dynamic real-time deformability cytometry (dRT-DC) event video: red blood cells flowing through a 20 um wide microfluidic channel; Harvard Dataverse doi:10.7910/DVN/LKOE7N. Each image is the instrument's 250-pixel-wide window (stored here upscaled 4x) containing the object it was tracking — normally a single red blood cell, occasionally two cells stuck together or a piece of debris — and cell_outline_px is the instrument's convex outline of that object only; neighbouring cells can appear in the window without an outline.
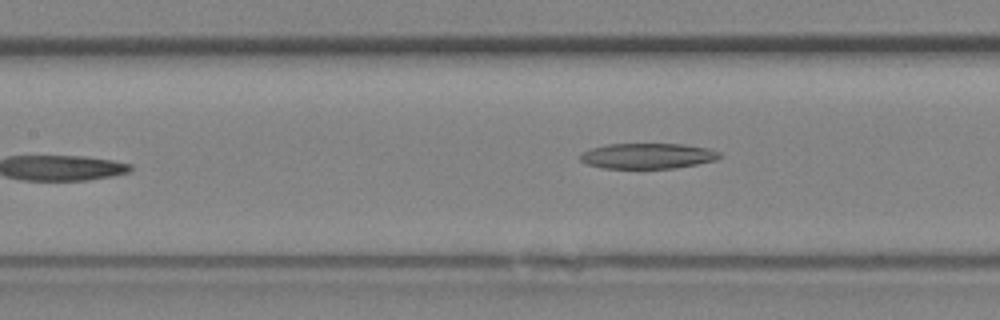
{"species": "Egyptian fruit bat (a non-hibernating species)", "species_latin": "Rousettus aegyptiacus", "temperature_condition": "room temperature", "stored_images_in_passage": 16, "camera_frame_rate_fps": 3000, "um_per_image_px": 0.085, "animal": {"sex": "female"}, "frame": {"image": 1, "passage_image": 16, "time_ms": 5.0, "image_size_px": [1000, 320], "cell_outline_px": [[720, 156], [716, 160], [676, 168], [604, 168], [588, 164], [580, 160], [580, 152], [592, 148], [608, 144], [684, 144], [708, 148], [720, 152]], "centroid_in_image_um": [55.05, 13.25], "position_along_channel_um": 152.4, "area_um2": 20.63}}